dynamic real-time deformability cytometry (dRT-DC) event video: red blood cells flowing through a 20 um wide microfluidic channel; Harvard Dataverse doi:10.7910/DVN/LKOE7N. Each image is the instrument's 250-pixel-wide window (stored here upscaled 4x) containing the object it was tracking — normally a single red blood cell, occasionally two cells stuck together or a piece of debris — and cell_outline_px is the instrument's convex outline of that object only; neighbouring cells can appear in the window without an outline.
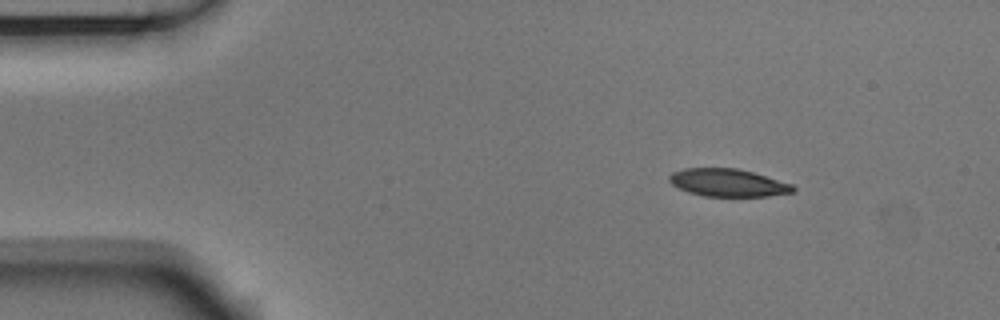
{"species": "Egyptian fruit bat (a non-hibernating species)", "species_latin": "Rousettus aegyptiacus", "temperature_condition": "room temperature", "stored_images_in_passage": 47, "camera_frame_rate_fps": 3000, "um_per_image_px": 0.085, "animal": {"sex": "male"}, "frame": {"image": 1, "passage_image": 1, "time_ms": 0.0, "image_size_px": [1000, 320], "cell_outline_px": [[796, 192], [768, 196], [704, 196], [688, 192], [672, 184], [668, 180], [668, 176], [672, 172], [684, 168], [736, 168], [752, 172], [792, 184], [796, 188]], "centroid_in_image_um": [61.87, 15.53], "position_along_channel_um": 23.1, "area_um2": 19.94}}
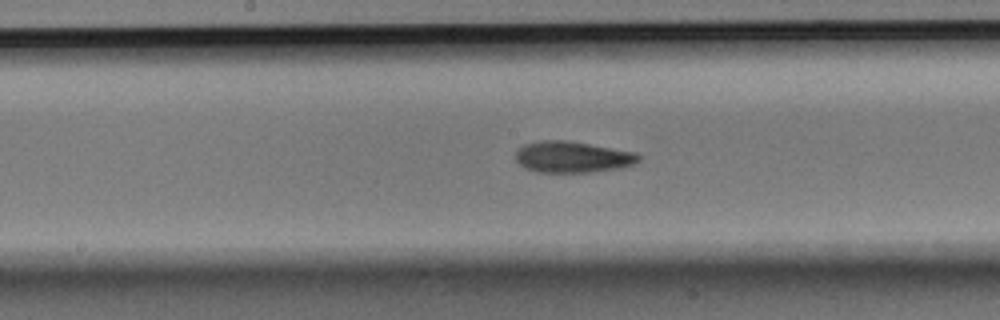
{"frame": {"image": 2, "passage_image": 21, "time_ms": 6.667, "image_size_px": [1000, 320], "cell_outline_px": [[640, 160], [636, 164], [620, 168], [592, 172], [536, 172], [524, 168], [516, 160], [516, 152], [524, 144], [540, 140], [564, 140], [636, 152], [640, 156]], "centroid_in_image_um": [48.67, 13.35], "position_along_channel_um": 199.5, "area_um2": 22.43}}
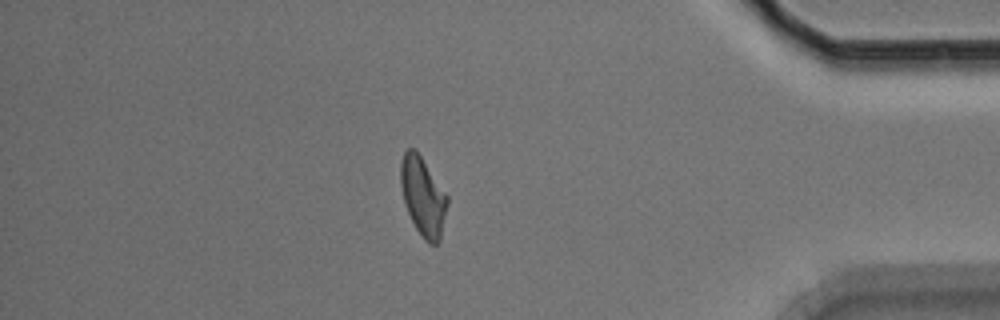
{"frame": {"image": 3, "passage_image": 40, "time_ms": 13.0, "image_size_px": [1000, 320], "cell_outline_px": [[448, 204], [440, 240], [436, 244], [428, 244], [420, 236], [404, 204], [400, 184], [400, 164], [404, 152], [408, 148], [412, 148], [420, 156], [448, 196]], "centroid_in_image_um": [35.95, 16.74], "position_along_channel_um": 399.3, "area_um2": 21.27}, "authors_computed_cell_mechanics": {"area_um2": 21.8484, "velocity_mm_per_s": 3.7249, "shape_relaxation_time_tau1_ms": 4.846, "shape_relaxation_time_tau2_ms": 4.7978, "deformation_change_tau1": 0.1525, "deformation_change_tau2": 0.1273}}